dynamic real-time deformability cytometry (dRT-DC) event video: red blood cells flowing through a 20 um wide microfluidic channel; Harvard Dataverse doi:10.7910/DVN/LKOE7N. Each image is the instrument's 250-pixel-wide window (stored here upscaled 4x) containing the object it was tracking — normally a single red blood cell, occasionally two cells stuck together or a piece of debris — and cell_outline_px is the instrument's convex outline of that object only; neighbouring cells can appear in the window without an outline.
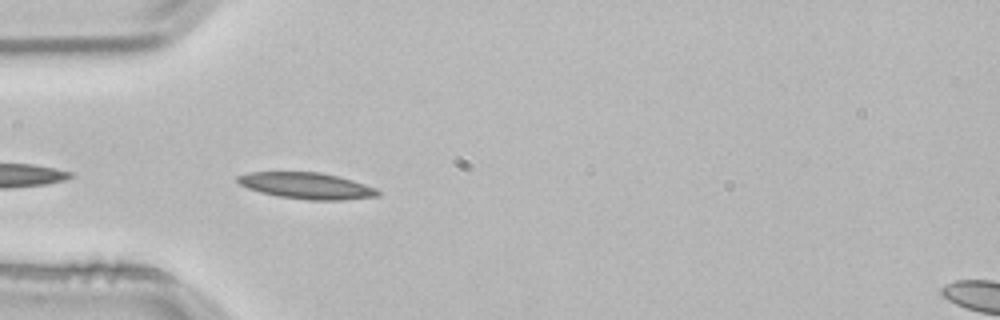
{"species": "common noctule bat (a hibernating species)", "species_latin": "Nyctalus noctula", "temperature_condition": "room temperature", "stored_images_in_passage": 6, "segment_of_instrument_passage": [1, 2], "camera_frame_rate_fps": 3000, "um_per_image_px": 0.085, "animal": {"sex": "male", "body_mass_g": 21.5, "forearm_length_mm": 52.0}, "frame": {"image": 1, "passage_image": 5, "time_ms": 1.333, "image_size_px": [1000, 320], "cell_outline_px": [[380, 196], [344, 200], [308, 200], [276, 196], [260, 192], [248, 188], [240, 184], [236, 180], [236, 176], [248, 172], [320, 172], [340, 176], [376, 188], [380, 192]], "centroid_in_image_um": [26.07, 15.79], "position_along_channel_um": 58.9, "area_um2": 21.68}}